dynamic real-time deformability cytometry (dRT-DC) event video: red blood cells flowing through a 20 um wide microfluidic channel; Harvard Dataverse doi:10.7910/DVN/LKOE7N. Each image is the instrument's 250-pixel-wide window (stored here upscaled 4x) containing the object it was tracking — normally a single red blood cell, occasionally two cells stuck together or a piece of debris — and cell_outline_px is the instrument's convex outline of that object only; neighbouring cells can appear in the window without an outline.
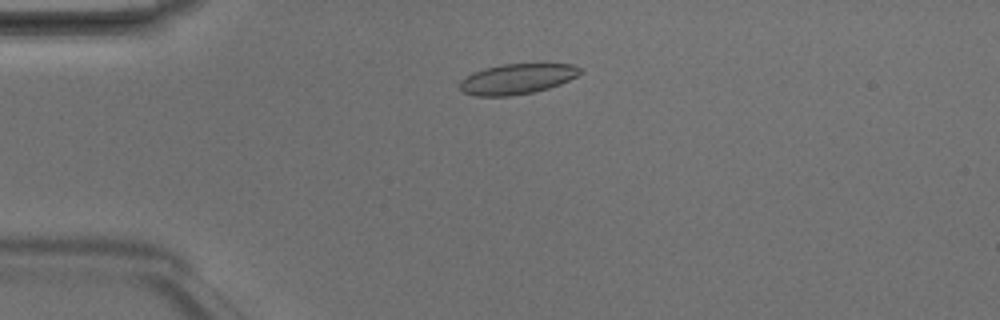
{"species": "Egyptian fruit bat (a non-hibernating species)", "species_latin": "Rousettus aegyptiacus", "temperature_condition": "room temperature", "stored_images_in_passage": 5, "camera_frame_rate_fps": 3000, "um_per_image_px": 0.085, "animal": {"sex": "male"}, "frame": {"image": 1, "passage_image": 3, "time_ms": 0.667, "image_size_px": [1000, 320], "cell_outline_px": [[580, 72], [576, 76], [560, 84], [548, 88], [532, 92], [508, 96], [476, 96], [464, 92], [460, 88], [460, 80], [472, 72], [484, 68], [504, 64], [572, 64], [580, 68]], "centroid_in_image_um": [43.91, 6.71], "position_along_channel_um": 41.1, "area_um2": 21.04}}